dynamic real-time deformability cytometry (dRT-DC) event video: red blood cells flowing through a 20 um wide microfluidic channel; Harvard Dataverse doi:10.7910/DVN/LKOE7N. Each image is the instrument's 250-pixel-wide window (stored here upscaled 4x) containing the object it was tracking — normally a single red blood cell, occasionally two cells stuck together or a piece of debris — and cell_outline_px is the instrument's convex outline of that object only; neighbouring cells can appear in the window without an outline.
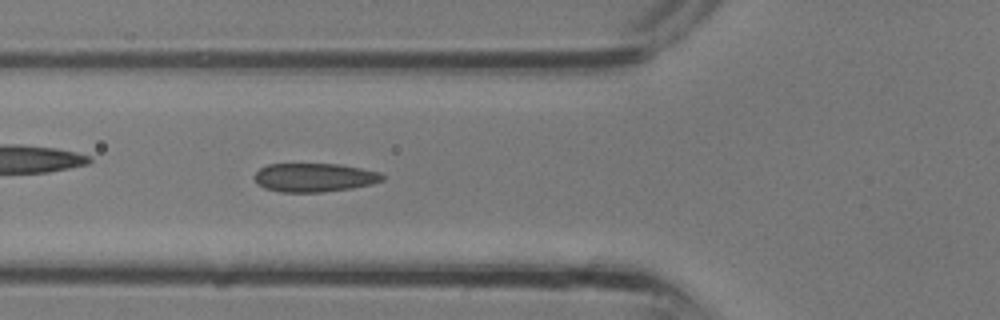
{"species": "common noctule bat (a hibernating species)", "species_latin": "Nyctalus noctula", "temperature_condition": "room temperature", "stored_images_in_passage": 2, "camera_frame_rate_fps": 3000, "um_per_image_px": 0.085, "animal": {"sex": "male", "body_mass_g": 13.3}, "frame": {"image": 1, "passage_image": 2, "time_ms": 0.333, "image_size_px": [1000, 320], "cell_outline_px": [[384, 180], [372, 184], [352, 188], [324, 192], [280, 192], [264, 188], [252, 176], [260, 168], [268, 164], [340, 164], [380, 172], [384, 176]], "centroid_in_image_um": [26.73, 15.09], "position_along_channel_um": 99.1, "area_um2": 21.44}}